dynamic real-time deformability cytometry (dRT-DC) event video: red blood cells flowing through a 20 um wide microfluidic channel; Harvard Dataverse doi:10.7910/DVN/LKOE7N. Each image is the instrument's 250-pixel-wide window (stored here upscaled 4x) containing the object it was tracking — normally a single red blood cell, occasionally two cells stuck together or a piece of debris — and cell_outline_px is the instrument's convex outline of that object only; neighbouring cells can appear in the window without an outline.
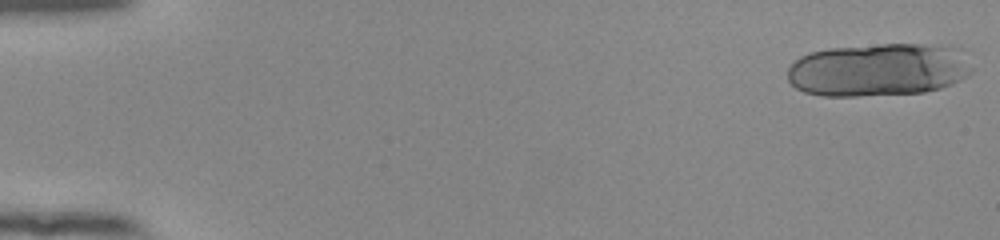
{"species": "human", "species_latin": "Homo sapiens", "temperature_condition": "room temperature", "stored_images_in_passage": 20, "camera_frame_rate_fps": 3000, "um_per_image_px": 0.085, "donor": {"sex": "female"}, "frame": {"image": 1, "passage_image": 1, "time_ms": 0.0, "image_size_px": [1000, 240], "cell_outline_px": [[972, 72], [968, 76], [952, 84], [940, 88], [924, 92], [856, 96], [820, 96], [804, 92], [796, 88], [788, 80], [788, 68], [800, 56], [808, 52], [828, 48], [880, 44], [948, 44], [960, 48], [972, 68]], "centroid_in_image_um": [74.69, 5.91], "position_along_channel_um": 10.3, "area_um2": 57.68}}